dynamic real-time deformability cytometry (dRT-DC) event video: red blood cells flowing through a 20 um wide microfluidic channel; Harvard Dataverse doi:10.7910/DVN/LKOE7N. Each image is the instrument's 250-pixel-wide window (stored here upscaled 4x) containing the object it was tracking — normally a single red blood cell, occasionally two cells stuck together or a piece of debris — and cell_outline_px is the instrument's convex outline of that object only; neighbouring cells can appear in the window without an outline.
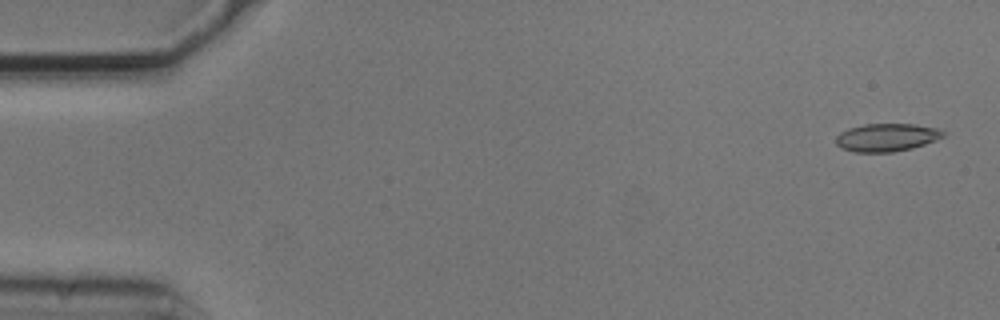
{"species": "common noctule bat (a hibernating species)", "species_latin": "Nyctalus noctula", "temperature_condition": "cold", "stored_images_in_passage": 3, "camera_frame_rate_fps": 3000, "um_per_image_px": 0.085, "animal": {"sex": "male", "body_mass_g": 20.5, "forearm_length_mm": 52.5}, "frame": {"image": 1, "passage_image": 1, "time_ms": 0.0, "image_size_px": [1000, 320], "cell_outline_px": [[948, 132], [944, 136], [936, 140], [912, 148], [892, 152], [856, 152], [840, 148], [836, 144], [836, 136], [840, 132], [848, 128], [864, 124], [916, 124], [940, 128]], "centroid_in_image_um": [75.39, 11.67], "position_along_channel_um": 9.6, "area_um2": 17.69}}